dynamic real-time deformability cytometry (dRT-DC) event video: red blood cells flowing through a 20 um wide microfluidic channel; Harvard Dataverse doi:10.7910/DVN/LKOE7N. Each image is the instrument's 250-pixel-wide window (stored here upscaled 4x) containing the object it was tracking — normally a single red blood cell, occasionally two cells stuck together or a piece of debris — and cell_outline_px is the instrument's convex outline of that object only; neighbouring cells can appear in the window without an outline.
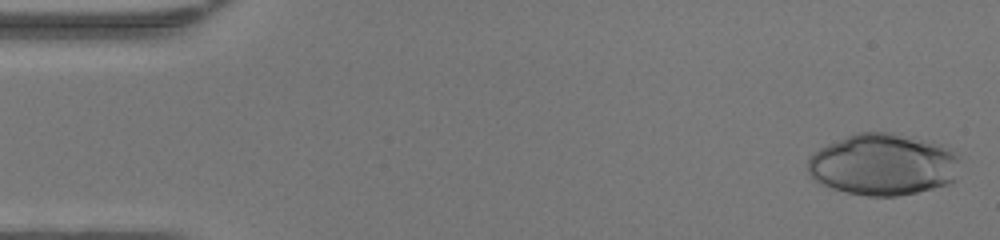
{"species": "human", "species_latin": "Homo sapiens", "temperature_condition": "warm", "stored_images_in_passage": 17, "camera_frame_rate_fps": 3000, "um_per_image_px": 0.085, "donor": {"sex": "female"}, "frame": {"image": 1, "passage_image": 1, "time_ms": 0.0, "image_size_px": [1000, 240], "cell_outline_px": [[956, 180], [948, 184], [916, 192], [896, 196], [868, 196], [844, 192], [820, 184], [808, 172], [808, 156], [820, 148], [828, 144], [856, 132], [896, 132], [932, 140], [940, 144], [952, 152], [956, 156]], "centroid_in_image_um": [75.03, 13.97], "position_along_channel_um": 10.0, "area_um2": 54.79}}
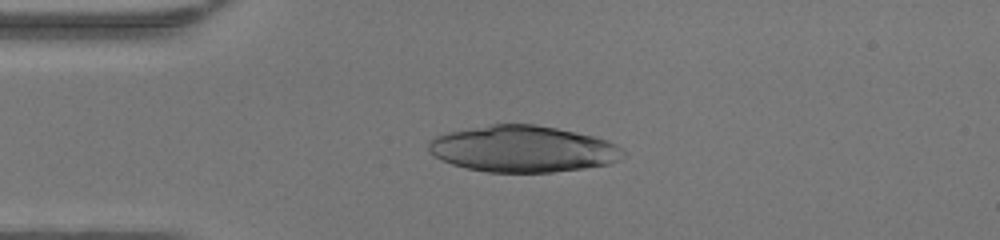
{"frame": {"image": 2, "passage_image": 11, "time_ms": 3.333, "image_size_px": [1000, 240], "cell_outline_px": [[624, 156], [608, 164], [584, 168], [552, 172], [488, 172], [468, 168], [452, 164], [440, 160], [428, 152], [428, 140], [432, 136], [448, 132], [492, 124], [536, 124], [576, 132], [608, 140], [616, 144], [624, 152]], "centroid_in_image_um": [44.4, 12.65], "position_along_channel_um": 40.6, "area_um2": 52.66}}